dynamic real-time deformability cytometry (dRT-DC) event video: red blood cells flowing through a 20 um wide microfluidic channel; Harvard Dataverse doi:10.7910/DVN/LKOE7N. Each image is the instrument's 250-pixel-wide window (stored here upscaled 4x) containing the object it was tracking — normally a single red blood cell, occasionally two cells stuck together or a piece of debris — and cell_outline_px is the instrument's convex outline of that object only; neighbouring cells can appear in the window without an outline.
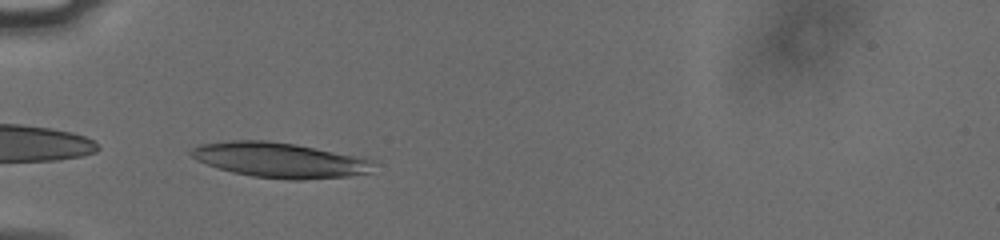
{"species": "human", "species_latin": "Homo sapiens", "temperature_condition": "cold", "stored_images_in_passage": 31, "camera_frame_rate_fps": 3000, "um_per_image_px": 0.085, "donor": {"sex": "male"}, "frame": {"image": 1, "passage_image": 1, "time_ms": 0.0, "image_size_px": [1000, 240], "cell_outline_px": [[372, 160], [368, 172], [348, 176], [300, 180], [288, 180], [252, 176], [232, 172], [196, 160], [188, 152], [192, 148], [200, 144], [232, 140], [268, 140], [296, 144], [364, 156]], "centroid_in_image_um": [23.77, 13.59], "position_along_channel_um": 61.2, "area_um2": 37.34}}
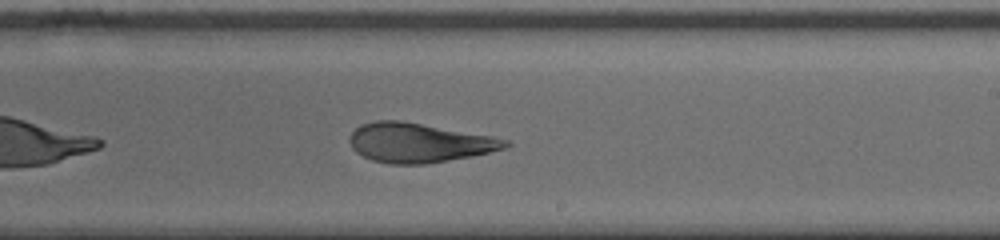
{"frame": {"image": 2, "passage_image": 17, "time_ms": 5.333, "image_size_px": [1000, 240], "cell_outline_px": [[512, 144], [504, 148], [472, 156], [424, 164], [392, 164], [372, 160], [356, 152], [352, 148], [348, 140], [348, 136], [360, 124], [376, 120], [400, 120], [492, 136], [508, 140]], "centroid_in_image_um": [35.57, 12.12], "position_along_channel_um": 253.4, "area_um2": 35.6}}
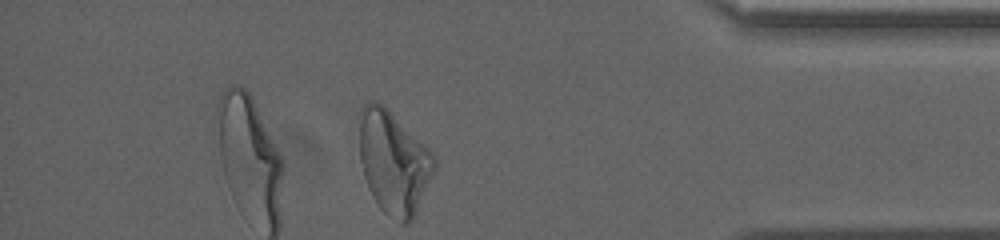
{"frame": {"image": 3, "passage_image": 31, "time_ms": 10.0, "image_size_px": [1000, 240], "cell_outline_px": [[436, 168], [416, 212], [412, 220], [408, 224], [404, 224], [388, 216], [380, 208], [372, 196], [368, 188], [364, 176], [360, 160], [356, 116], [360, 108], [368, 100], [376, 100], [428, 148], [432, 152], [436, 160]], "centroid_in_image_um": [33.4, 13.78], "position_along_channel_um": 401.8, "area_um2": 45.14}, "authors_computed_cell_mechanics": {"area_um2": 35.7782, "velocity_mm_per_s": 3.7709, "shape_relaxation_time_tau1_ms": 7.0454, "shape_relaxation_time_tau2_ms": 2.1738, "deformation_change_tau1": 0.2131, "deformation_change_tau2": 0.106}}